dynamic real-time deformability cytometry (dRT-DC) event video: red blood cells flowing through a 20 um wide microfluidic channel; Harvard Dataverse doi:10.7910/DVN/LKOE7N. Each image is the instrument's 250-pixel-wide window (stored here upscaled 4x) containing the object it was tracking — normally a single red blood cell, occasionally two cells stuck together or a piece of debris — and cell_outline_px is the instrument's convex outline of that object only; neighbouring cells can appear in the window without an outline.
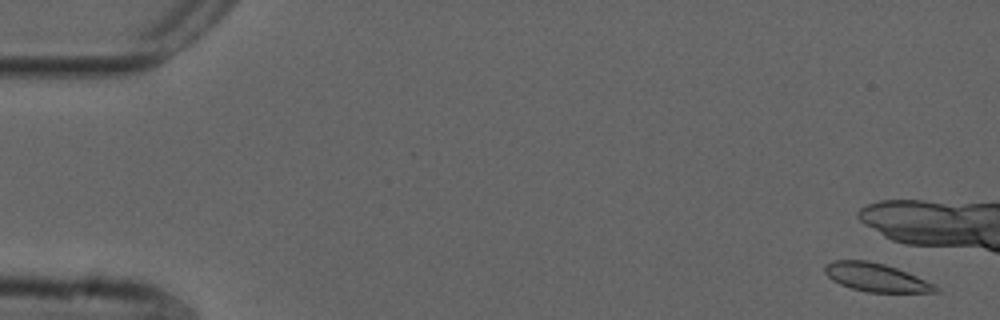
{"species": "common noctule bat (a hibernating species)", "species_latin": "Nyctalus noctula", "temperature_condition": "cold", "stored_images_in_passage": 10, "camera_frame_rate_fps": 3000, "um_per_image_px": 0.085, "animal": {"sex": "male", "forearm_length_mm": 52.5}, "frame": {"image": 1, "passage_image": 3, "time_ms": 0.667, "image_size_px": [1000, 320], "cell_outline_px": [[940, 292], [868, 292], [852, 288], [840, 284], [832, 280], [824, 272], [824, 268], [828, 264], [836, 260], [868, 260], [884, 264], [896, 268], [936, 284], [940, 288]], "centroid_in_image_um": [74.5, 23.58], "position_along_channel_um": 10.5, "area_um2": 18.15}}